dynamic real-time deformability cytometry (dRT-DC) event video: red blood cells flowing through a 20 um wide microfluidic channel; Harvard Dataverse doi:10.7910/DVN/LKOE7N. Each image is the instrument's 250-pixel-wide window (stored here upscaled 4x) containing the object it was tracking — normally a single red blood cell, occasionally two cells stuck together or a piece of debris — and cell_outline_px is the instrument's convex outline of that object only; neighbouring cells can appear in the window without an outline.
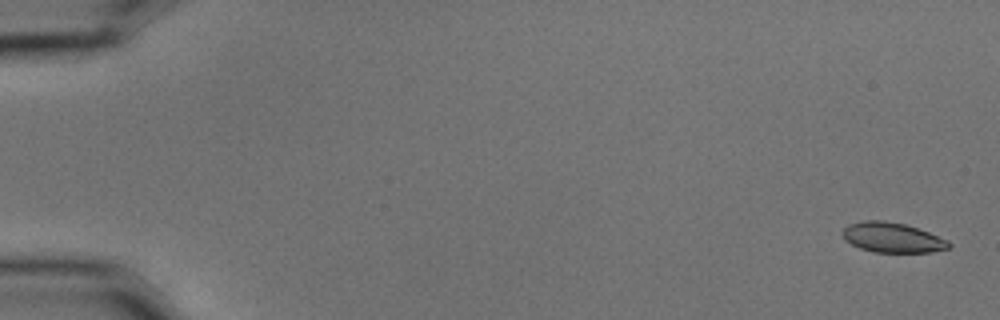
{"species": "common noctule bat (a hibernating species)", "species_latin": "Nyctalus noctula", "temperature_condition": "cold", "stored_images_in_passage": 6, "camera_frame_rate_fps": 3000, "um_per_image_px": 0.085, "animal": {"sex": "male", "body_mass_g": 15.6}, "frame": {"image": 1, "passage_image": 1, "time_ms": 0.0, "image_size_px": [1000, 320], "cell_outline_px": [[952, 244], [948, 248], [932, 252], [872, 252], [860, 248], [844, 240], [840, 232], [848, 224], [864, 220], [884, 220], [904, 224], [928, 232], [948, 240]], "centroid_in_image_um": [75.8, 20.19], "position_along_channel_um": 9.2, "area_um2": 18.61}}
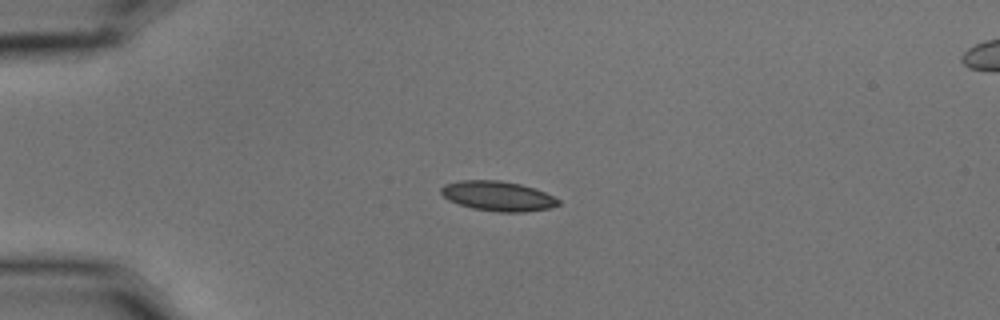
{"frame": {"image": 2, "passage_image": 4, "time_ms": 1.0, "image_size_px": [1000, 320], "cell_outline_px": [[560, 204], [548, 208], [524, 212], [500, 212], [472, 208], [448, 200], [440, 192], [440, 188], [444, 184], [460, 180], [500, 180], [520, 184], [544, 192], [560, 200]], "centroid_in_image_um": [42.29, 16.66], "position_along_channel_um": 42.7, "area_um2": 20.23}}